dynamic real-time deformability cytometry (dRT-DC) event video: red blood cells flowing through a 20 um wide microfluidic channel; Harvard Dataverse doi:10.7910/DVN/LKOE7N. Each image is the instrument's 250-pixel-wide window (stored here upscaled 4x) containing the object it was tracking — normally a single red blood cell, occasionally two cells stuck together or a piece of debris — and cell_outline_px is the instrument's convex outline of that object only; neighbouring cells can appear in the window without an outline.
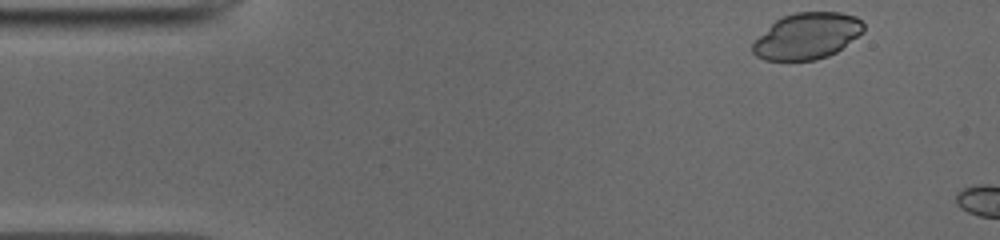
{"species": "common noctule bat (a hibernating species)", "species_latin": "Nyctalus noctula", "temperature_condition": "cold", "stored_images_in_passage": 4, "camera_frame_rate_fps": 3000, "um_per_image_px": 0.085, "animal": {"sex": "male", "body_mass_g": 19.0, "forearm_length_mm": 50.8}, "frame": {"image": 1, "passage_image": 1, "time_ms": 0.0, "image_size_px": [1000, 240], "cell_outline_px": [[864, 32], [836, 52], [828, 56], [816, 60], [764, 60], [756, 56], [752, 52], [752, 44], [776, 20], [784, 16], [796, 12], [840, 12], [856, 16], [864, 24]], "centroid_in_image_um": [68.63, 3.06], "position_along_channel_um": 16.4, "area_um2": 29.71}}